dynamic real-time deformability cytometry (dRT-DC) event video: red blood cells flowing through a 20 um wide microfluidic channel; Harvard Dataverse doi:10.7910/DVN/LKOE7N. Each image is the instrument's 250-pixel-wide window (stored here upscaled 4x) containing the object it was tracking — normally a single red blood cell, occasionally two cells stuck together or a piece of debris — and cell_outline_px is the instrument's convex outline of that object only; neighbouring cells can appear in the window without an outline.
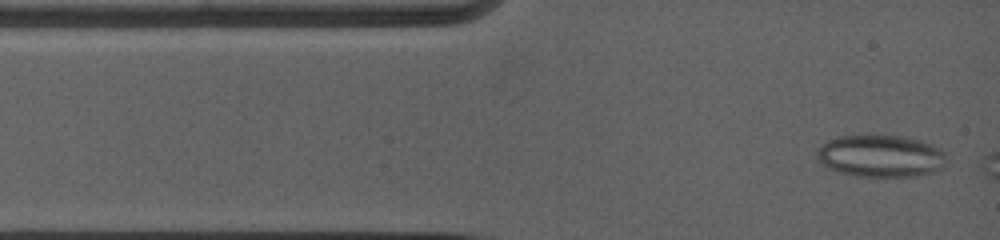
{"species": "common noctule bat (a hibernating species)", "species_latin": "Nyctalus noctula", "temperature_condition": "warm", "stored_images_in_passage": 5, "camera_frame_rate_fps": 5000, "um_per_image_px": 0.085, "animal": {"sex": "female", "body_mass_g": 19.0, "forearm_length_mm": 53.3}, "frame": {"image": 1, "passage_image": 2, "time_ms": 0.2, "image_size_px": [1000, 240], "cell_outline_px": [[948, 152], [944, 164], [940, 168], [932, 172], [916, 176], [856, 176], [836, 172], [828, 168], [816, 160], [816, 148], [820, 144], [836, 136], [904, 136], [920, 140], [932, 144]], "centroid_in_image_um": [74.82, 13.26], "position_along_channel_um": 10.2, "area_um2": 32.19}}